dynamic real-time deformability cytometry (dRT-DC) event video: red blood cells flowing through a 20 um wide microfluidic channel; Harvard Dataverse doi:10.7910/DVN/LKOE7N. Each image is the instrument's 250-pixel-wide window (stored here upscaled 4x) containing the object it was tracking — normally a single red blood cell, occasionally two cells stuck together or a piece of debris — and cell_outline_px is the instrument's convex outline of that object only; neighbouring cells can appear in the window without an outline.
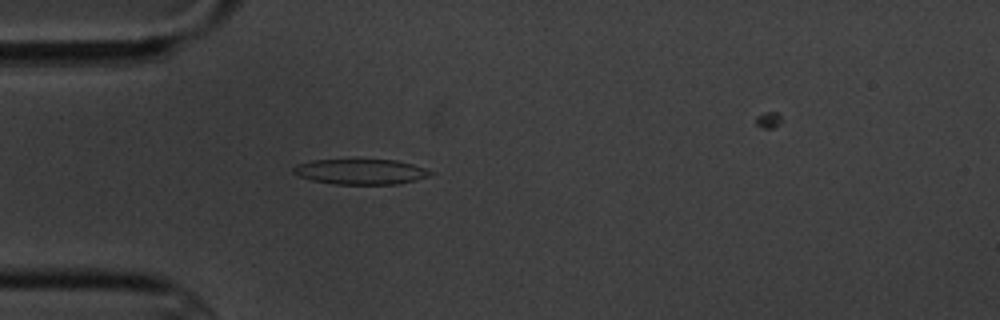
{"species": "common noctule bat (a hibernating species)", "species_latin": "Nyctalus noctula", "temperature_condition": "cold", "stored_images_in_passage": 6, "camera_frame_rate_fps": 3000, "um_per_image_px": 0.085, "animal": {"sex": "male", "body_mass_g": 20.1, "forearm_length_mm": 53.5}, "frame": {"image": 1, "passage_image": 5, "time_ms": 4.667, "image_size_px": [1000, 320], "cell_outline_px": [[436, 172], [428, 176], [416, 180], [396, 184], [332, 184], [312, 180], [300, 176], [292, 172], [292, 168], [296, 164], [312, 160], [396, 160], [412, 164]], "centroid_in_image_um": [30.65, 14.59], "position_along_channel_um": 54.4, "area_um2": 20.17}}